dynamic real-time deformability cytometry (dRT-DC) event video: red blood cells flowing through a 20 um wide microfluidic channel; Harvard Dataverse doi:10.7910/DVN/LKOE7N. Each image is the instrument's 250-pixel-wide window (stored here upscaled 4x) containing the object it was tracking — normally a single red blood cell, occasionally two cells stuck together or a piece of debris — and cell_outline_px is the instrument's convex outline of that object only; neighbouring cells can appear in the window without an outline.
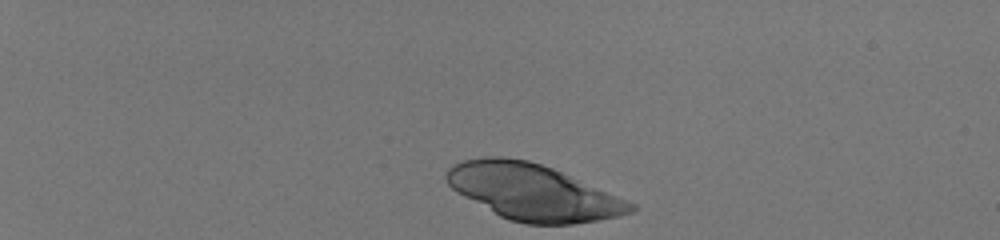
{"species": "human", "species_latin": "Homo sapiens", "temperature_condition": "room temperature", "stored_images_in_passage": 39, "camera_frame_rate_fps": 3000, "um_per_image_px": 0.085, "donor": {"sex": "male"}, "frame": {"image": 1, "passage_image": 1, "time_ms": 0.0, "image_size_px": [1000, 240], "cell_outline_px": [[636, 208], [632, 212], [616, 216], [596, 220], [572, 224], [524, 224], [508, 220], [500, 216], [456, 192], [448, 184], [444, 176], [448, 168], [452, 164], [464, 160], [484, 156], [500, 156], [528, 160], [552, 168], [636, 204]], "centroid_in_image_um": [45.24, 16.32], "position_along_channel_um": 39.8, "area_um2": 59.71}}
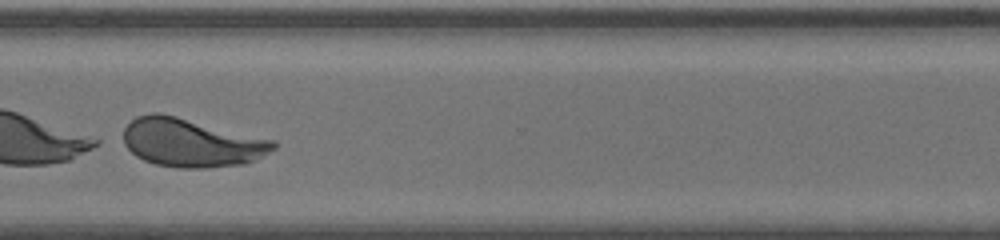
{"frame": {"image": 2, "passage_image": 33, "time_ms": 10.667, "image_size_px": [1000, 240], "cell_outline_px": [[280, 144], [276, 148], [244, 164], [204, 168], [180, 168], [156, 164], [144, 160], [136, 156], [124, 144], [124, 128], [136, 116], [152, 112], [156, 112], [176, 116], [276, 140]], "centroid_in_image_um": [16.27, 12.12], "position_along_channel_um": 354.3, "area_um2": 42.31}}